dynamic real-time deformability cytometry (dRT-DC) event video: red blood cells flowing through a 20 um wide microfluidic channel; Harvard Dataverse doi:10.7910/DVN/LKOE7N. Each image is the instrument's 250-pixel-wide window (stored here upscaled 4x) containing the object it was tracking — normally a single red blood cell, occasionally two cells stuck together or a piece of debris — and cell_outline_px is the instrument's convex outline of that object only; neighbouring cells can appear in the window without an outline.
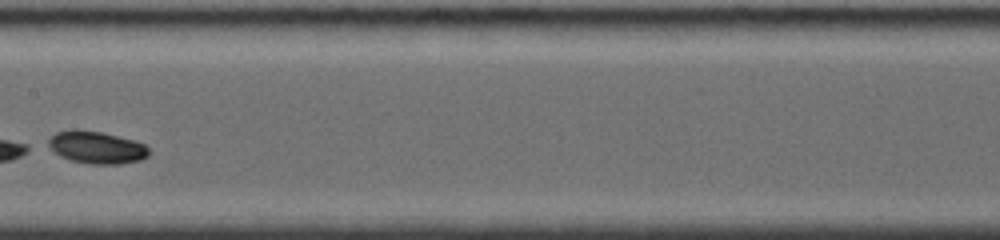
{"species": "common noctule bat (a hibernating species)", "species_latin": "Nyctalus noctula", "temperature_condition": "room temperature", "stored_images_in_passage": 10, "camera_frame_rate_fps": 4000, "um_per_image_px": 0.085, "animal": {"sex": "female", "body_mass_g": 19.0, "forearm_length_mm": 56.7}, "frame": {"image": 1, "passage_image": 6, "time_ms": 4.25, "image_size_px": [1000, 240], "cell_outline_px": [[148, 156], [140, 160], [120, 164], [88, 164], [72, 160], [60, 156], [44, 144], [56, 132], [68, 128], [76, 128], [100, 132], [136, 140], [144, 144], [148, 148]], "centroid_in_image_um": [8.16, 12.51], "position_along_channel_um": 199.2, "area_um2": 19.25}}
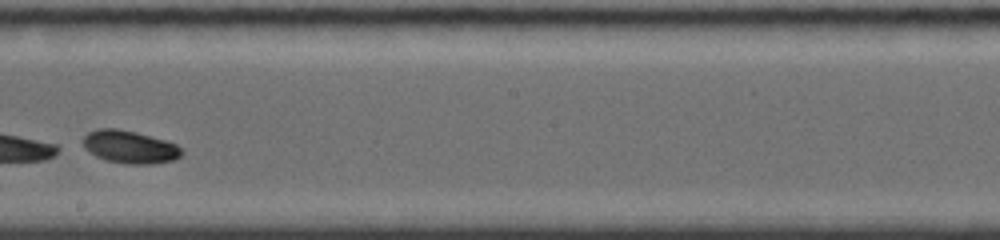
{"frame": {"image": 2, "passage_image": 7, "time_ms": 5.25, "image_size_px": [1000, 240], "cell_outline_px": [[184, 152], [180, 156], [172, 160], [152, 164], [128, 164], [108, 160], [96, 156], [84, 148], [80, 140], [88, 132], [100, 128], [116, 128], [136, 132], [164, 140], [176, 144]], "centroid_in_image_um": [10.99, 12.48], "position_along_channel_um": 237.2, "area_um2": 18.79}}